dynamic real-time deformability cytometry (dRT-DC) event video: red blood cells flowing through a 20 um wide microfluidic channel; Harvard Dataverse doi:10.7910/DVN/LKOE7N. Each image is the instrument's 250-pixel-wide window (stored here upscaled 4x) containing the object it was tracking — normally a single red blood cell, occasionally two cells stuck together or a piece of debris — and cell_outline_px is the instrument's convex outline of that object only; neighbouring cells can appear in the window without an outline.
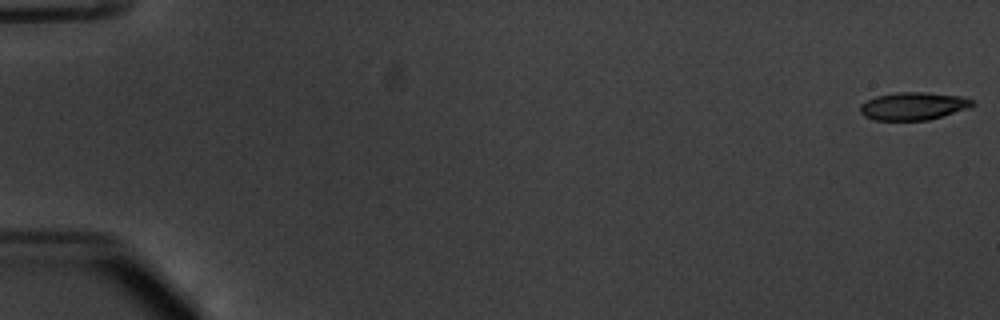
{"species": "common noctule bat (a hibernating species)", "species_latin": "Nyctalus noctula", "temperature_condition": "warm", "stored_images_in_passage": 55, "camera_frame_rate_fps": 3000, "um_per_image_px": 0.085, "animal": {"sex": "male", "body_mass_g": 20.1, "forearm_length_mm": 53.5}, "frame": {"image": 1, "passage_image": 1, "time_ms": 0.0, "image_size_px": [1000, 320], "cell_outline_px": [[976, 104], [972, 108], [928, 120], [872, 120], [864, 116], [860, 112], [860, 104], [876, 96], [896, 92], [924, 92], [960, 96], [972, 100]], "centroid_in_image_um": [77.65, 9.02], "position_along_channel_um": 7.3, "area_um2": 18.32}}
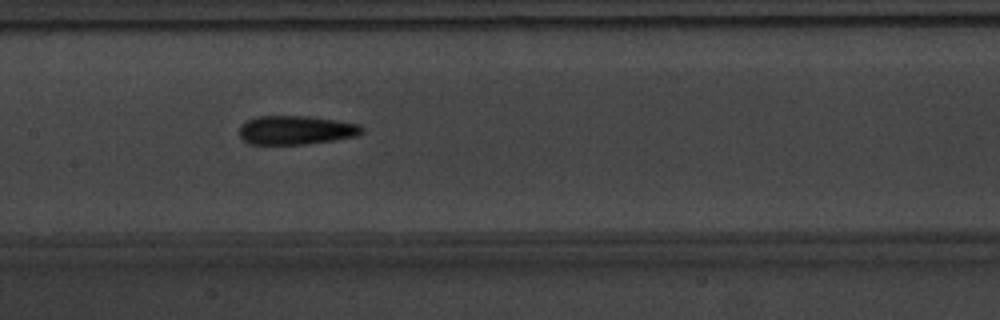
{"frame": {"image": 2, "passage_image": 28, "time_ms": 9.0, "image_size_px": [1000, 320], "cell_outline_px": [[364, 132], [356, 136], [308, 144], [248, 144], [240, 136], [240, 124], [256, 116], [308, 116], [336, 120], [360, 124], [364, 128]], "centroid_in_image_um": [25.16, 11.05], "position_along_channel_um": 182.2, "area_um2": 20.69}}
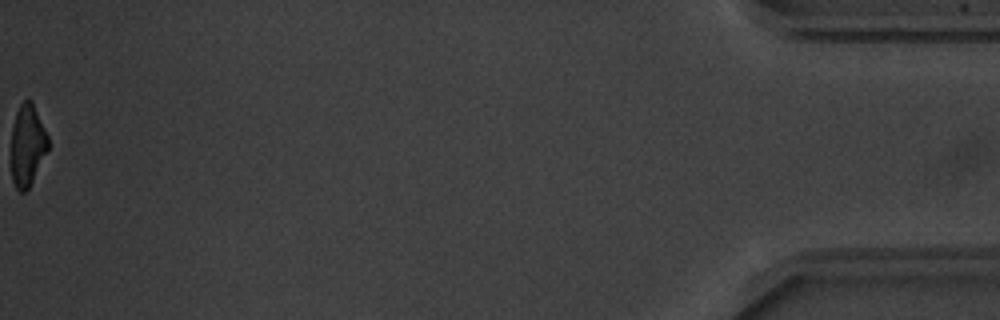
{"frame": {"image": 3, "passage_image": 55, "time_ms": 18.0, "image_size_px": [1000, 320], "cell_outline_px": [[48, 148], [28, 188], [24, 192], [20, 192], [16, 188], [12, 180], [12, 128], [16, 112], [20, 104], [24, 100], [32, 100], [48, 136]], "centroid_in_image_um": [2.32, 12.31], "position_along_channel_um": 432.9, "area_um2": 17.17}, "authors_computed_cell_mechanics": {"area_um2": 19.5364, "velocity_mm_per_s": 3.8098, "shape_relaxation_time_tau1_ms": 3.9025, "shape_relaxation_time_tau2_ms": 2.6618, "deformation_change_tau1": 0.1575, "deformation_change_tau2": 0.1214}}